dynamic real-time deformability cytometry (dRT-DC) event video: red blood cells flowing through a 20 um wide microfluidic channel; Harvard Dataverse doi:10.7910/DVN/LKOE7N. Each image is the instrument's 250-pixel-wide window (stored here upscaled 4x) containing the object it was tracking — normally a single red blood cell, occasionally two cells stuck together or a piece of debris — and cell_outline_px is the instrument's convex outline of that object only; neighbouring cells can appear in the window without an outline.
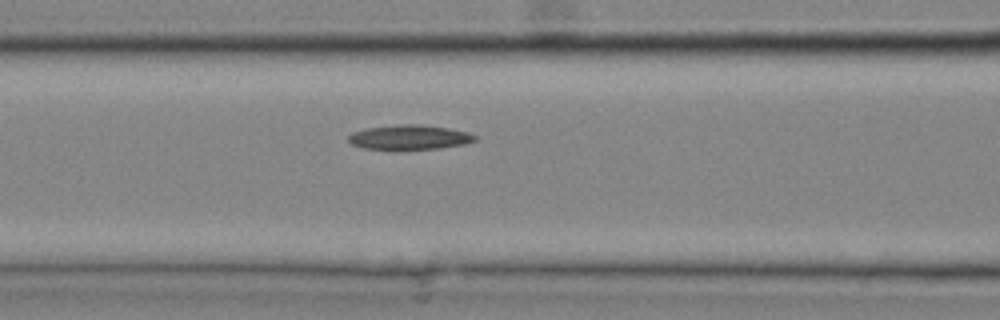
{"species": "common noctule bat (a hibernating species)", "species_latin": "Nyctalus noctula", "temperature_condition": "cold", "stored_images_in_passage": 10, "camera_frame_rate_fps": 3000, "um_per_image_px": 0.085, "animal": {"sex": "male", "body_mass_g": 20.4}, "frame": {"image": 1, "passage_image": 9, "time_ms": 2.667, "image_size_px": [1000, 320], "cell_outline_px": [[476, 140], [464, 144], [440, 148], [400, 152], [388, 152], [364, 148], [352, 144], [348, 140], [348, 136], [352, 132], [368, 128], [404, 124], [420, 124], [448, 128], [468, 132], [476, 136]], "centroid_in_image_um": [34.76, 11.72], "position_along_channel_um": 131.8, "area_um2": 18.9}}